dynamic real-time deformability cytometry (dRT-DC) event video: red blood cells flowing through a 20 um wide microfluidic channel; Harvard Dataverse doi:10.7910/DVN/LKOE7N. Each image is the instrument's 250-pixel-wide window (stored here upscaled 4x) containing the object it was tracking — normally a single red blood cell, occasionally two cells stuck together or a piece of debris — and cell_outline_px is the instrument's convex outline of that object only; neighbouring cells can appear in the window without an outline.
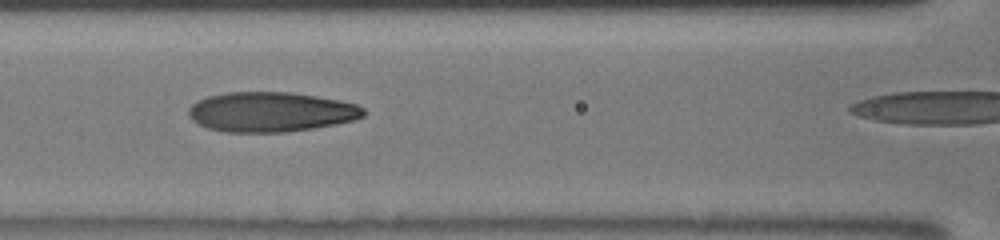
{"species": "human", "species_latin": "Homo sapiens", "temperature_condition": "room temperature", "stored_images_in_passage": 21, "camera_frame_rate_fps": 3000, "um_per_image_px": 0.085, "donor": {"sex": "male"}, "frame": {"image": 1, "passage_image": 11, "time_ms": 6.667, "image_size_px": [1000, 240], "cell_outline_px": [[364, 116], [352, 120], [336, 124], [288, 132], [224, 132], [208, 128], [192, 120], [188, 116], [188, 108], [192, 104], [208, 96], [228, 92], [288, 92], [316, 96], [340, 100], [356, 104], [364, 108]], "centroid_in_image_um": [23.01, 9.51], "position_along_channel_um": 143.6, "area_um2": 40.52}}
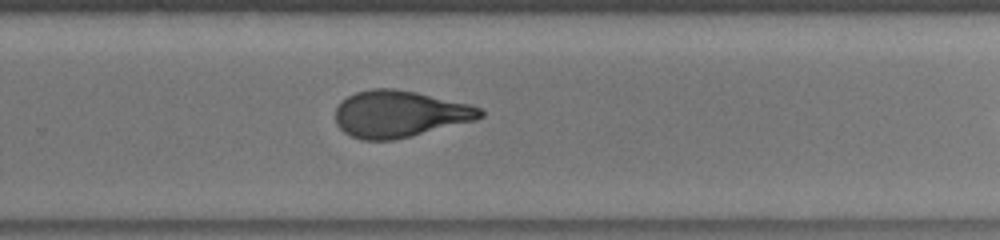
{"frame": {"image": 2, "passage_image": 18, "time_ms": 10.333, "image_size_px": [1000, 240], "cell_outline_px": [[484, 116], [476, 120], [396, 140], [360, 140], [344, 132], [336, 124], [336, 108], [340, 100], [356, 92], [372, 88], [392, 88], [416, 92], [468, 104], [480, 108], [484, 112]], "centroid_in_image_um": [33.94, 9.69], "position_along_channel_um": 295.9, "area_um2": 39.48}}
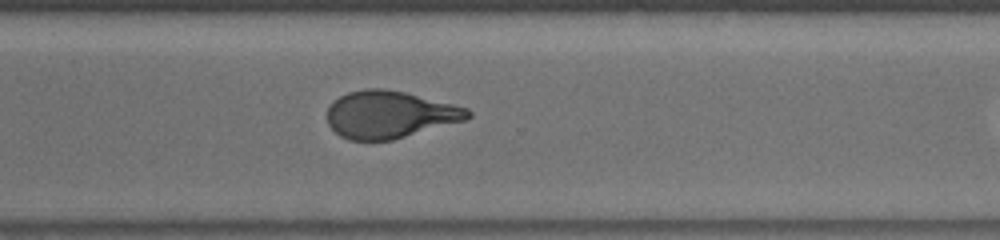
{"frame": {"image": 3, "passage_image": 20, "time_ms": 11.333, "image_size_px": [1000, 240], "cell_outline_px": [[472, 116], [468, 120], [392, 140], [348, 140], [340, 136], [328, 124], [328, 108], [332, 100], [348, 92], [364, 88], [384, 88], [404, 92], [468, 108], [472, 112]], "centroid_in_image_um": [33.13, 9.73], "position_along_channel_um": 337.5, "area_um2": 38.9}}